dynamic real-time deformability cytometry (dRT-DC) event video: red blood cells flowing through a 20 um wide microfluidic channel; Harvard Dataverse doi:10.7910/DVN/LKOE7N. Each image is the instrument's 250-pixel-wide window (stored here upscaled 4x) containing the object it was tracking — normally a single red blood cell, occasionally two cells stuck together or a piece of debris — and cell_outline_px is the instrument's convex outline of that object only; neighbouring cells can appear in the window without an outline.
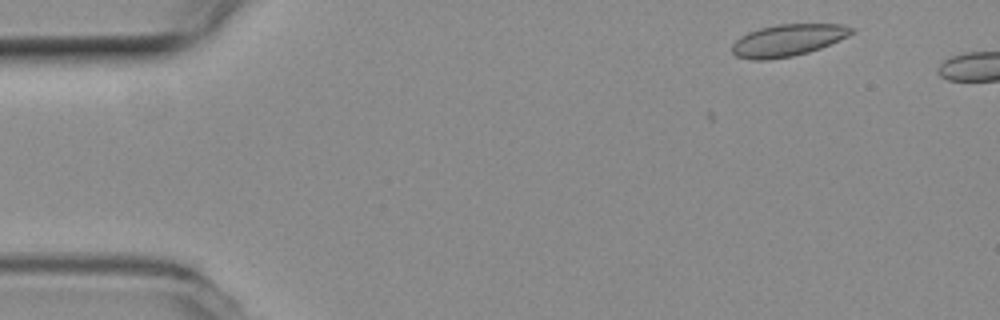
{"species": "common noctule bat (a hibernating species)", "species_latin": "Nyctalus noctula", "temperature_condition": "room temperature", "stored_images_in_passage": 7, "segment_of_instrument_passage": [1, 2], "camera_frame_rate_fps": 3000, "um_per_image_px": 0.085, "animal": {"sex": "female", "body_mass_g": 19.3, "forearm_length_mm": 54.1}, "frame": {"image": 1, "passage_image": 1, "time_ms": 0.0, "image_size_px": [1000, 320], "cell_outline_px": [[856, 32], [848, 36], [820, 48], [808, 52], [792, 56], [768, 60], [752, 60], [736, 56], [732, 52], [732, 44], [740, 36], [748, 32], [760, 28], [776, 24], [840, 24], [856, 28]], "centroid_in_image_um": [66.97, 3.41], "position_along_channel_um": 18.0, "area_um2": 22.31}}
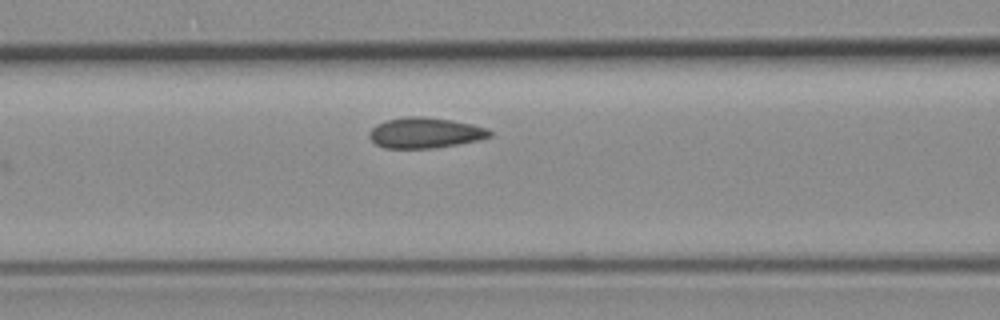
{"frame": {"image": 2, "passage_image": 6, "time_ms": 1.667, "image_size_px": [1000, 320], "cell_outline_px": [[492, 136], [480, 140], [432, 148], [384, 148], [376, 144], [368, 136], [368, 132], [376, 124], [384, 120], [404, 116], [424, 116], [452, 120], [472, 124], [488, 128], [492, 132]], "centroid_in_image_um": [36.12, 11.27], "position_along_channel_um": 130.5, "area_um2": 21.68}}